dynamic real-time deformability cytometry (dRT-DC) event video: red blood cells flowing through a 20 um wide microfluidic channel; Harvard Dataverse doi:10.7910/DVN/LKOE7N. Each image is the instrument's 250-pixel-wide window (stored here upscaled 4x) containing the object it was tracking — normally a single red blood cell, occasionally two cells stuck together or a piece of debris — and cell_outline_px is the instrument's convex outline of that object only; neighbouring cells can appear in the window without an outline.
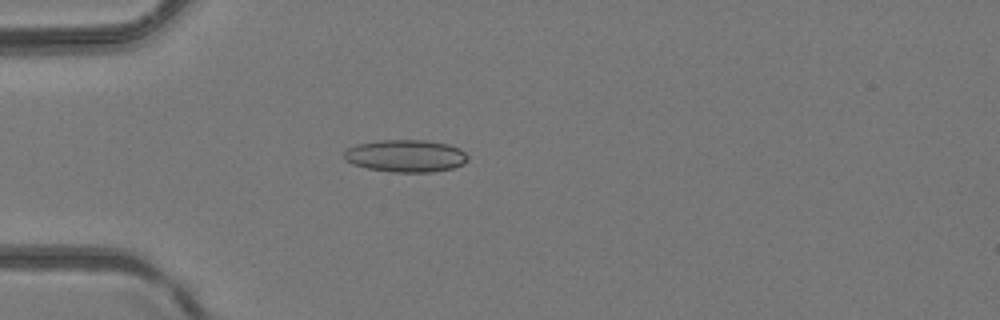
{"species": "common noctule bat (a hibernating species)", "species_latin": "Nyctalus noctula", "temperature_condition": "room temperature", "stored_images_in_passage": 4, "camera_frame_rate_fps": 3000, "um_per_image_px": 0.085, "animal": {"sex": "female", "body_mass_g": 24.6, "forearm_length_mm": 56.2}, "frame": {"image": 1, "passage_image": 4, "time_ms": 1.0, "image_size_px": [1000, 320], "cell_outline_px": [[468, 160], [464, 164], [452, 168], [432, 172], [392, 172], [368, 168], [352, 164], [344, 160], [344, 152], [348, 148], [356, 144], [380, 140], [424, 140], [448, 144], [460, 148], [468, 156]], "centroid_in_image_um": [34.49, 13.25], "position_along_channel_um": 50.5, "area_um2": 23.41}}